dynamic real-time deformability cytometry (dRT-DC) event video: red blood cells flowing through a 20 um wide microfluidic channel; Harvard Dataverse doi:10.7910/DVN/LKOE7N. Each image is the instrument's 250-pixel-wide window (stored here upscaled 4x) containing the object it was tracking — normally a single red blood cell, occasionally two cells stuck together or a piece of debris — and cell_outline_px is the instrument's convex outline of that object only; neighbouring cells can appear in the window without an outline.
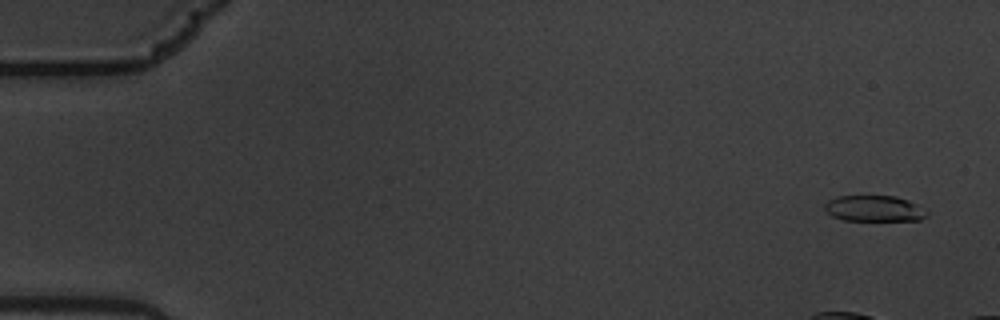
{"species": "common noctule bat (a hibernating species)", "species_latin": "Nyctalus noctula", "temperature_condition": "warm", "stored_images_in_passage": 15, "camera_frame_rate_fps": 3000, "um_per_image_px": 0.085, "animal": {"sex": "male", "body_mass_g": 19.5, "forearm_length_mm": 54.6}, "frame": {"image": 1, "passage_image": 3, "time_ms": 0.667, "image_size_px": [1000, 320], "cell_outline_px": [[928, 216], [920, 220], [844, 220], [832, 216], [824, 208], [824, 204], [828, 200], [836, 196], [896, 196], [908, 200], [916, 204], [928, 212]], "centroid_in_image_um": [74.3, 17.72], "position_along_channel_um": 10.7, "area_um2": 15.43}}